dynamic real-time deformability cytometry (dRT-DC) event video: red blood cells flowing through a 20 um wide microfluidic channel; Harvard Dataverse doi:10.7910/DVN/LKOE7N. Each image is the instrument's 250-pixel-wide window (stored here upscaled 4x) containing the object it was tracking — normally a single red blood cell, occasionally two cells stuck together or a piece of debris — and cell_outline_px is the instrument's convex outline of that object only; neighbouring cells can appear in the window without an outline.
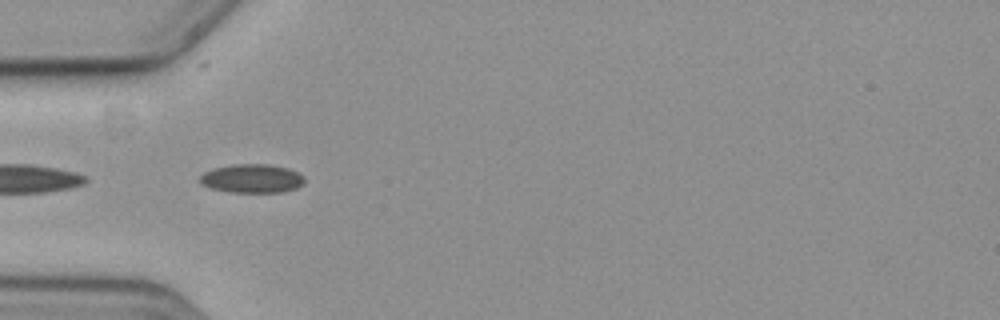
{"species": "common noctule bat (a hibernating species)", "species_latin": "Nyctalus noctula", "temperature_condition": "cold", "stored_images_in_passage": 19, "camera_frame_rate_fps": 3000, "um_per_image_px": 0.085, "animal": {"sex": "female", "body_mass_g": 19.3, "forearm_length_mm": 54.1}, "frame": {"image": 1, "passage_image": 1, "time_ms": 0.0, "image_size_px": [1000, 320], "cell_outline_px": [[304, 184], [296, 188], [284, 192], [232, 192], [212, 188], [204, 184], [200, 180], [200, 176], [204, 172], [212, 168], [232, 164], [268, 164], [288, 168], [304, 176]], "centroid_in_image_um": [21.44, 15.16], "position_along_channel_um": 63.6, "area_um2": 17.46}}